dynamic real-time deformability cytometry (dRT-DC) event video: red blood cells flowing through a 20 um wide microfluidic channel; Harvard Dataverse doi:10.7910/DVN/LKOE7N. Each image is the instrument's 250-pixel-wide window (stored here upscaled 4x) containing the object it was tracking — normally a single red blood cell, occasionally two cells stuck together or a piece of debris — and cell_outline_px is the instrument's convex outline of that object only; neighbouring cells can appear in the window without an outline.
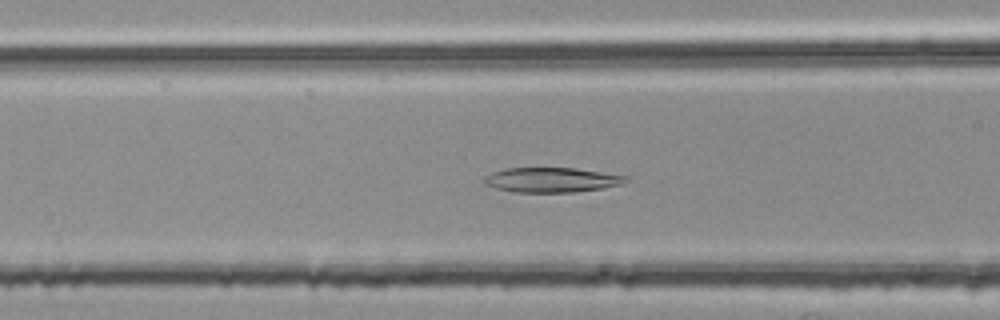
{"species": "common noctule bat (a hibernating species)", "species_latin": "Nyctalus noctula", "temperature_condition": "room temperature", "stored_images_in_passage": 33, "camera_frame_rate_fps": 3000, "um_per_image_px": 0.085, "animal": {"sex": "female", "body_mass_g": 25.1}, "frame": {"image": 1, "passage_image": 11, "time_ms": 3.333, "image_size_px": [1000, 320], "cell_outline_px": [[628, 180], [620, 184], [604, 188], [576, 192], [516, 192], [496, 188], [484, 184], [480, 180], [484, 176], [492, 172], [504, 168], [576, 168], [628, 176]], "centroid_in_image_um": [46.84, 15.29], "position_along_channel_um": 119.8, "area_um2": 20.58}}
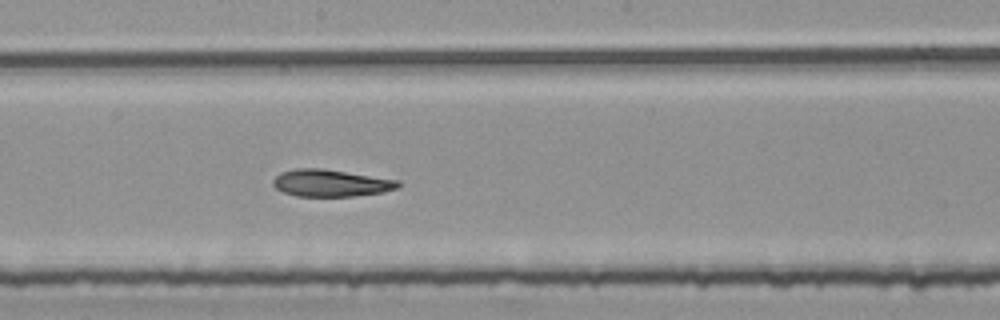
{"frame": {"image": 2, "passage_image": 19, "time_ms": 6.0, "image_size_px": [1000, 320], "cell_outline_px": [[400, 188], [384, 192], [352, 196], [296, 196], [284, 192], [276, 188], [272, 184], [272, 180], [280, 172], [296, 168], [324, 168], [400, 180]], "centroid_in_image_um": [28.14, 15.55], "position_along_channel_um": 220.1, "area_um2": 19.94}}
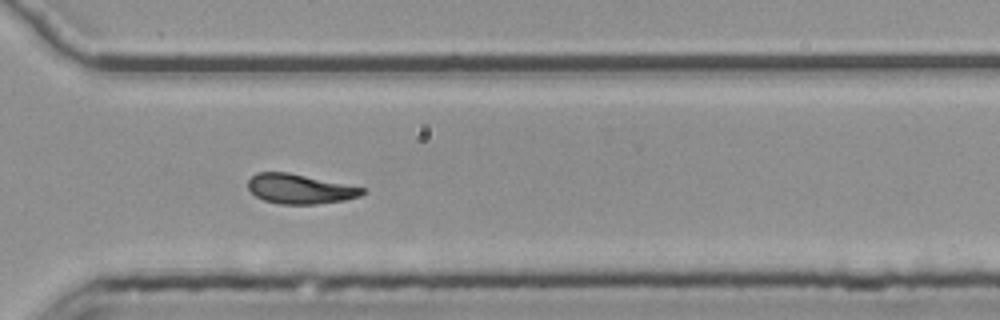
{"frame": {"image": 3, "passage_image": 29, "time_ms": 9.333, "image_size_px": [1000, 320], "cell_outline_px": [[368, 192], [360, 196], [344, 200], [316, 204], [280, 204], [264, 200], [256, 196], [248, 188], [248, 180], [256, 172], [288, 172], [364, 188]], "centroid_in_image_um": [25.48, 16.06], "position_along_channel_um": 345.1, "area_um2": 19.65}, "authors_computed_cell_mechanics": {"area_um2": 20.0566, "velocity_mm_per_s": 3.7668, "shape_relaxation_time_tau1_ms": null, "shape_relaxation_time_tau2_ms": 6.9442, "deformation_change_tau1": null, "deformation_change_tau2": 0.1325}}